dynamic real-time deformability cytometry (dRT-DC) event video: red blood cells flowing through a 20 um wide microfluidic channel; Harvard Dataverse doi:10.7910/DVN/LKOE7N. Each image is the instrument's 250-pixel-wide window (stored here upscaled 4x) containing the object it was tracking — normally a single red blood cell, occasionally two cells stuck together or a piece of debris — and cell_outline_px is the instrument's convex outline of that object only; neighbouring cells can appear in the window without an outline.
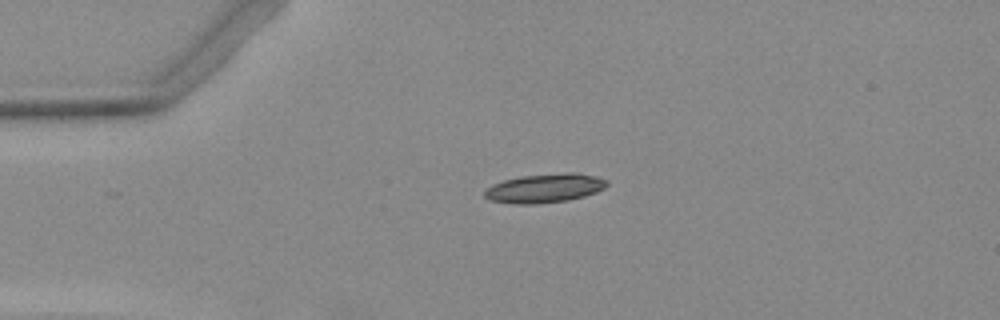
{"species": "Egyptian fruit bat (a non-hibernating species)", "species_latin": "Rousettus aegyptiacus", "temperature_condition": "warm", "stored_images_in_passage": 41, "camera_frame_rate_fps": 3000, "um_per_image_px": 0.085, "animal": {"sex": "female"}, "frame": {"image": 1, "passage_image": 1, "time_ms": 0.0, "image_size_px": [1000, 320], "cell_outline_px": [[608, 184], [604, 188], [596, 192], [584, 196], [568, 200], [536, 204], [516, 204], [492, 200], [484, 196], [484, 192], [492, 184], [504, 180], [520, 176], [568, 172], [576, 172], [596, 176], [608, 180]], "centroid_in_image_um": [46.33, 15.98], "position_along_channel_um": 38.7, "area_um2": 20.63}}
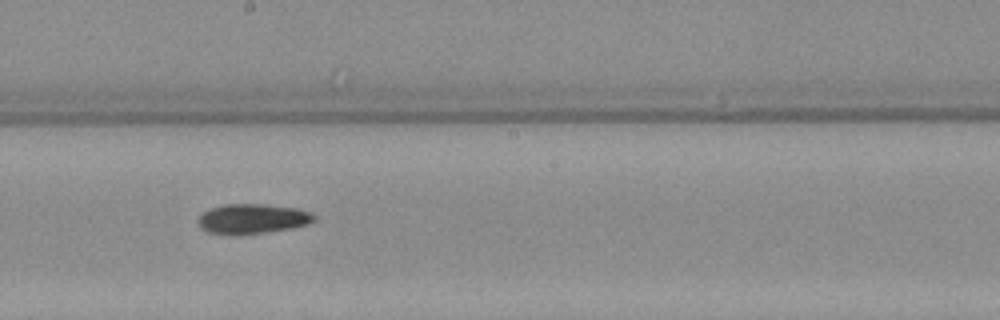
{"frame": {"image": 2, "passage_image": 18, "time_ms": 5.667, "image_size_px": [1000, 320], "cell_outline_px": [[316, 216], [308, 224], [292, 228], [236, 236], [208, 232], [200, 228], [196, 220], [208, 208], [224, 204], [264, 204], [296, 208], [308, 212]], "centroid_in_image_um": [21.38, 18.6], "position_along_channel_um": 226.8, "area_um2": 20.29}}
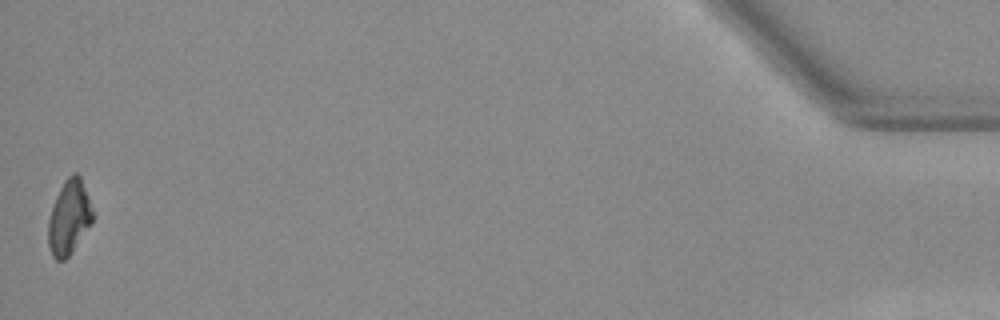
{"frame": {"image": 3, "passage_image": 41, "time_ms": 13.333, "image_size_px": [1000, 320], "cell_outline_px": [[92, 224], [72, 252], [64, 260], [56, 260], [52, 256], [48, 244], [48, 220], [56, 196], [64, 180], [72, 172], [76, 172], [80, 176], [88, 196], [92, 208]], "centroid_in_image_um": [5.87, 18.48], "position_along_channel_um": 429.3, "area_um2": 19.25}}